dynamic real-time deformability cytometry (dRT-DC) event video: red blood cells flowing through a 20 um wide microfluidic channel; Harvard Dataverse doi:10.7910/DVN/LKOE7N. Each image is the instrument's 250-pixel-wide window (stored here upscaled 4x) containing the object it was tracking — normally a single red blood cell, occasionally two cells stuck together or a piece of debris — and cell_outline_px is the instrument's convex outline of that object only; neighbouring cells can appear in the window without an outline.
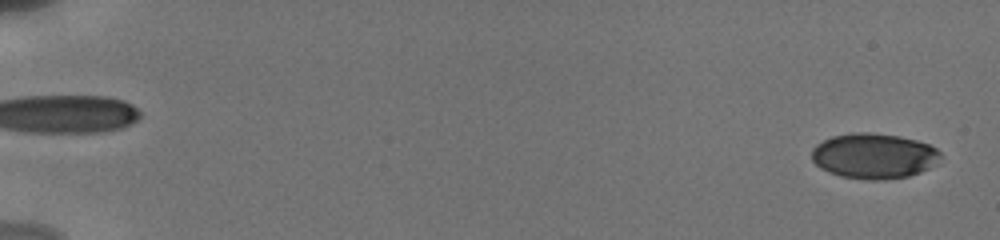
{"species": "human", "species_latin": "Homo sapiens", "temperature_condition": "cold", "stored_images_in_passage": 32, "camera_frame_rate_fps": 3000, "um_per_image_px": 0.085, "donor": {"sex": "male"}, "frame": {"image": 1, "passage_image": 4, "time_ms": 0.667, "image_size_px": [1000, 240], "cell_outline_px": [[940, 156], [928, 168], [920, 172], [908, 176], [884, 180], [864, 180], [840, 176], [828, 172], [820, 168], [812, 160], [812, 148], [816, 144], [832, 136], [852, 132], [872, 132], [900, 136], [916, 140], [928, 144], [936, 148], [940, 152]], "centroid_in_image_um": [74.23, 13.25], "position_along_channel_um": 10.8, "area_um2": 34.1}}
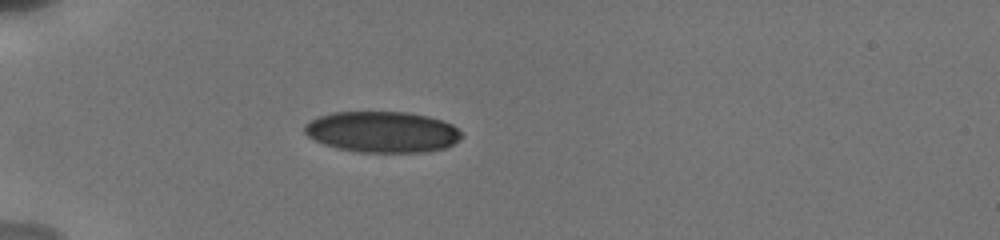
{"frame": {"image": 2, "passage_image": 28, "time_ms": 6.0, "image_size_px": [1000, 240], "cell_outline_px": [[464, 136], [452, 144], [444, 148], [428, 152], [360, 152], [340, 148], [324, 144], [308, 136], [304, 132], [304, 124], [320, 116], [332, 112], [408, 112], [428, 116], [452, 124]], "centroid_in_image_um": [32.51, 11.21], "position_along_channel_um": 52.5, "area_um2": 37.4}}